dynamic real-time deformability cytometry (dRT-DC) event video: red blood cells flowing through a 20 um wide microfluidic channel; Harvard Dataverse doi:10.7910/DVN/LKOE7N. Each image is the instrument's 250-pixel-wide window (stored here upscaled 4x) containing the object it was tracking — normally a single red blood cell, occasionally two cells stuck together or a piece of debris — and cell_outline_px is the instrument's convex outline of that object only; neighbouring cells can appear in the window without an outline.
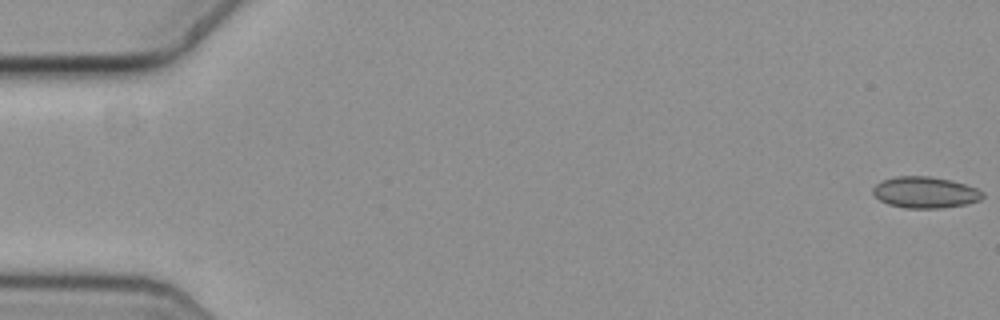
{"species": "common noctule bat (a hibernating species)", "species_latin": "Nyctalus noctula", "temperature_condition": "cold", "stored_images_in_passage": 12, "camera_frame_rate_fps": 3000, "um_per_image_px": 0.085, "animal": {"sex": "female", "body_mass_g": 19.3, "forearm_length_mm": 54.1}, "frame": {"image": 1, "passage_image": 1, "time_ms": 0.0, "image_size_px": [1000, 320], "cell_outline_px": [[984, 196], [980, 200], [964, 204], [940, 208], [904, 208], [888, 204], [880, 200], [872, 192], [872, 188], [876, 184], [884, 180], [896, 176], [928, 176], [952, 180], [976, 188], [984, 192]], "centroid_in_image_um": [78.63, 16.35], "position_along_channel_um": 6.4, "area_um2": 19.94}}